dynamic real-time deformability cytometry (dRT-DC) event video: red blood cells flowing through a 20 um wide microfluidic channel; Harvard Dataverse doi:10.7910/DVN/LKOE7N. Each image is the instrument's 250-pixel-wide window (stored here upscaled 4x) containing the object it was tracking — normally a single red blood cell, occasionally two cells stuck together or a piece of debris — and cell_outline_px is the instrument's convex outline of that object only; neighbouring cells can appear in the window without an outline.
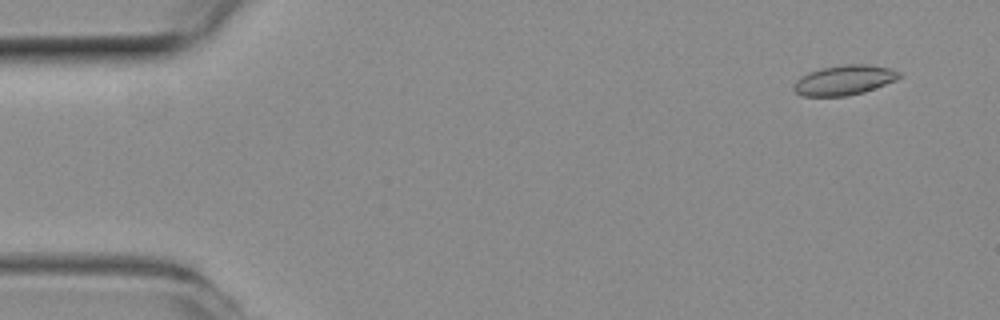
{"species": "common noctule bat (a hibernating species)", "species_latin": "Nyctalus noctula", "temperature_condition": "room temperature", "stored_images_in_passage": 52, "camera_frame_rate_fps": 3000, "um_per_image_px": 0.085, "animal": {"sex": "female", "body_mass_g": 19.3, "forearm_length_mm": 54.1}, "frame": {"image": 1, "passage_image": 4, "time_ms": 1.0, "image_size_px": [1000, 320], "cell_outline_px": [[904, 76], [896, 80], [864, 92], [848, 96], [804, 96], [796, 92], [792, 88], [792, 84], [800, 76], [808, 72], [824, 68], [848, 64], [864, 64], [888, 68], [900, 72]], "centroid_in_image_um": [71.75, 6.82], "position_along_channel_um": 13.3, "area_um2": 18.32}}
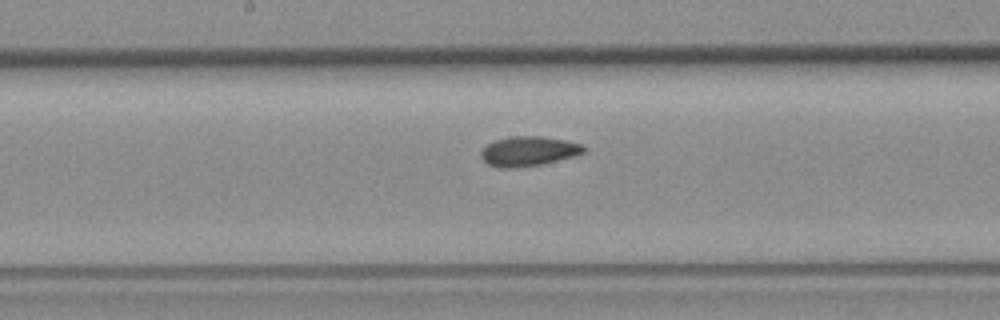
{"frame": {"image": 2, "passage_image": 27, "time_ms": 8.667, "image_size_px": [1000, 320], "cell_outline_px": [[588, 152], [576, 156], [540, 164], [516, 168], [500, 168], [488, 164], [480, 156], [480, 152], [488, 144], [496, 140], [512, 136], [540, 136], [564, 140], [580, 144], [588, 148]], "centroid_in_image_um": [44.96, 12.86], "position_along_channel_um": 203.2, "area_um2": 17.8}}
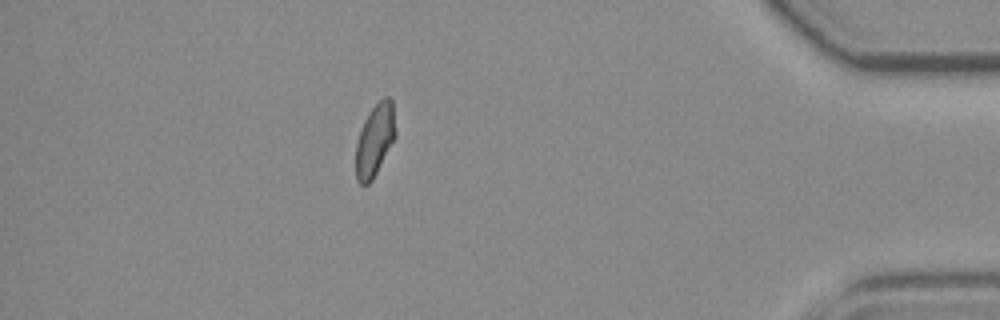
{"frame": {"image": 3, "passage_image": 46, "time_ms": 15.0, "image_size_px": [1000, 320], "cell_outline_px": [[396, 136], [372, 180], [368, 184], [360, 184], [356, 180], [356, 144], [364, 120], [372, 108], [384, 96], [388, 96], [392, 100], [396, 132]], "centroid_in_image_um": [31.86, 11.9], "position_along_channel_um": 403.3, "area_um2": 16.53}, "authors_computed_cell_mechanics": {"area_um2": 17.3978, "velocity_mm_per_s": 3.9486, "shape_relaxation_time_tau1_ms": 9.5, "shape_relaxation_time_tau2_ms": 1.6918, "deformation_change_tau1": 0.1718, "deformation_change_tau2": 0.0694}}